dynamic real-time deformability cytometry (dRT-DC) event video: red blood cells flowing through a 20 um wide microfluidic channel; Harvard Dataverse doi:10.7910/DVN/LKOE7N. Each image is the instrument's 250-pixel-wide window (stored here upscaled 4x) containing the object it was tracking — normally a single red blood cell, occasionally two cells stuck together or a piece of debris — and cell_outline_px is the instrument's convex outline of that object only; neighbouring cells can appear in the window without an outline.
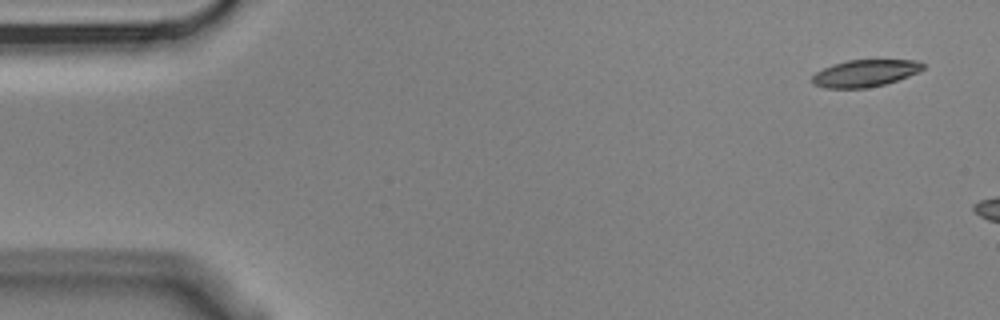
{"species": "Egyptian fruit bat (a non-hibernating species)", "species_latin": "Rousettus aegyptiacus", "temperature_condition": "cold", "stored_images_in_passage": 4, "camera_frame_rate_fps": 3000, "um_per_image_px": 0.085, "animal": {"sex": "male"}, "frame": {"image": 1, "passage_image": 1, "time_ms": 0.0, "image_size_px": [1000, 320], "cell_outline_px": [[924, 68], [920, 72], [884, 84], [864, 88], [824, 88], [812, 84], [812, 76], [816, 72], [832, 64], [848, 60], [920, 60], [924, 64]], "centroid_in_image_um": [73.53, 6.22], "position_along_channel_um": 11.5, "area_um2": 17.46}}